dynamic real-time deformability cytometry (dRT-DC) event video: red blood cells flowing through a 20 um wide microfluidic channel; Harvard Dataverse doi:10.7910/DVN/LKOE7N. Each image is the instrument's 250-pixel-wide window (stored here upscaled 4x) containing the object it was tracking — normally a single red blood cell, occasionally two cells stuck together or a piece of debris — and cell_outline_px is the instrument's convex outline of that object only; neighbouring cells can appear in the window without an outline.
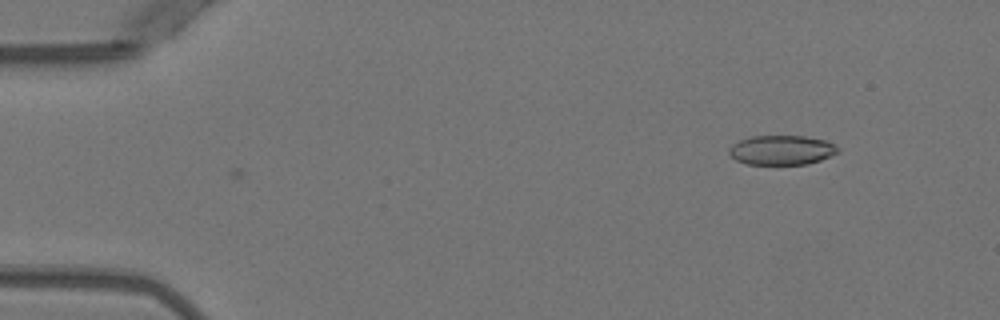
{"species": "Egyptian fruit bat (a non-hibernating species)", "species_latin": "Rousettus aegyptiacus", "temperature_condition": "warm", "stored_images_in_passage": 2, "camera_frame_rate_fps": 3000, "um_per_image_px": 0.085, "animal": {"sex": "female"}, "frame": {"image": 1, "passage_image": 1, "time_ms": 0.0, "image_size_px": [1000, 320], "cell_outline_px": [[840, 152], [820, 160], [808, 164], [748, 164], [736, 160], [728, 152], [728, 148], [732, 144], [740, 140], [752, 136], [804, 136], [828, 140], [840, 148]], "centroid_in_image_um": [66.47, 12.75], "position_along_channel_um": 18.5, "area_um2": 18.84}}